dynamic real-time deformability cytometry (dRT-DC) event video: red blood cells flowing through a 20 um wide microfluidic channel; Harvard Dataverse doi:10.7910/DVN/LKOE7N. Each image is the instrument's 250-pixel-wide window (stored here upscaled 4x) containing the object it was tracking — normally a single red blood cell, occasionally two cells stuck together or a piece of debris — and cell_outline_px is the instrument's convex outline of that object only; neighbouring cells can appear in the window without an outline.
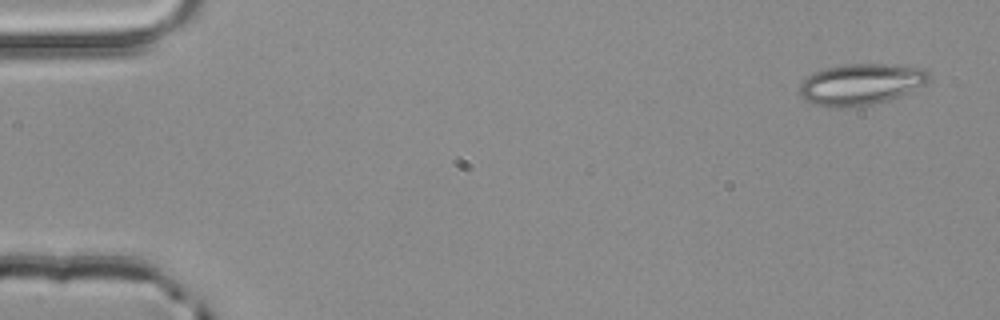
{"species": "common noctule bat (a hibernating species)", "species_latin": "Nyctalus noctula", "temperature_condition": "room temperature", "stored_images_in_passage": 3, "camera_frame_rate_fps": 3000, "um_per_image_px": 0.085, "animal": {"sex": "male", "body_mass_g": 20.4}, "frame": {"image": 1, "passage_image": 1, "time_ms": 0.0, "image_size_px": [1000, 320], "cell_outline_px": [[928, 80], [924, 84], [888, 100], [872, 104], [848, 108], [828, 108], [804, 100], [800, 92], [800, 84], [808, 76], [824, 68], [844, 64], [884, 64], [924, 68], [928, 72]], "centroid_in_image_um": [73.12, 7.17], "position_along_channel_um": 11.9, "area_um2": 30.81}}
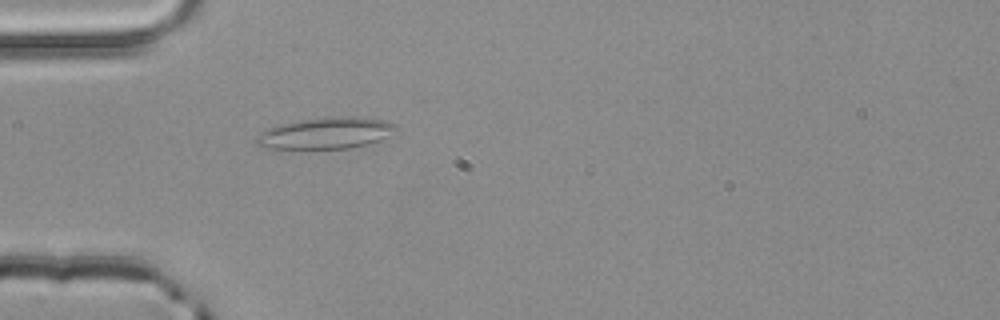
{"frame": {"image": 2, "passage_image": 3, "time_ms": 0.667, "image_size_px": [1000, 320], "cell_outline_px": [[400, 132], [380, 140], [368, 144], [348, 148], [264, 148], [256, 144], [256, 136], [260, 132], [268, 128], [280, 124], [304, 120], [344, 116], [360, 116], [384, 120], [400, 124]], "centroid_in_image_um": [27.83, 11.31], "position_along_channel_um": 57.2, "area_um2": 25.78}}